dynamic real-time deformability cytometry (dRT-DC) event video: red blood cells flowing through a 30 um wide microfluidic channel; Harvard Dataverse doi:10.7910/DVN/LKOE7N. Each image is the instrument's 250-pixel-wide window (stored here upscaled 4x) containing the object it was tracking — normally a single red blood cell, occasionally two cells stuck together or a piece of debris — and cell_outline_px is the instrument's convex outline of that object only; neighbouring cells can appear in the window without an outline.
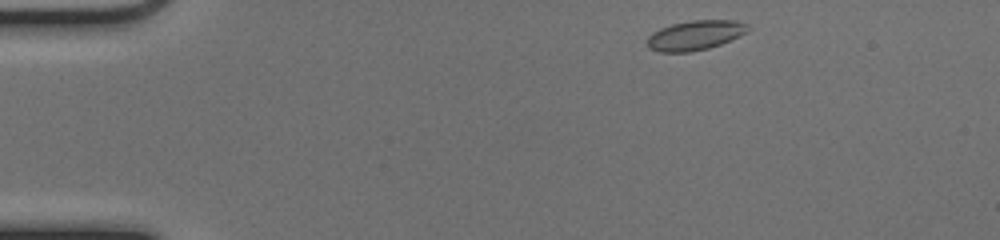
{"species": "common noctule bat (a hibernating species)", "species_latin": "Nyctalus noctula", "temperature_condition": "cold", "stored_images_in_passage": 45, "camera_frame_rate_fps": 3000, "um_per_image_px": 0.085, "animal": {"sex": "female", "body_mass_g": 17.0, "forearm_length_mm": 48.0}, "frame": {"image": 1, "passage_image": 1, "time_ms": 0.0, "image_size_px": [1000, 240], "cell_outline_px": [[748, 32], [740, 36], [720, 44], [708, 48], [692, 52], [660, 52], [648, 48], [648, 36], [652, 32], [660, 28], [672, 24], [692, 20], [732, 20], [748, 24]], "centroid_in_image_um": [59.08, 3.0], "position_along_channel_um": 25.9, "area_um2": 17.4}}
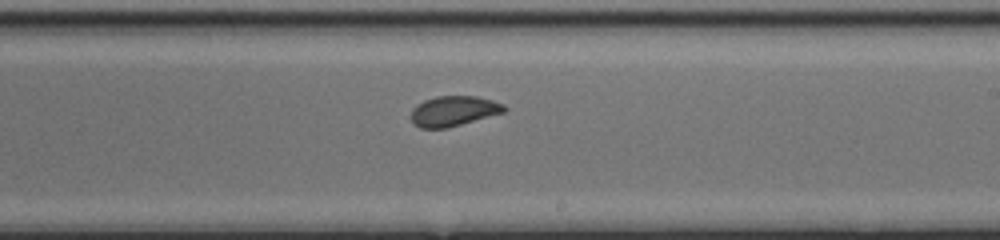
{"frame": {"image": 2, "passage_image": 24, "time_ms": 7.667, "image_size_px": [1000, 240], "cell_outline_px": [[508, 108], [504, 112], [448, 128], [420, 128], [412, 124], [408, 116], [412, 108], [416, 104], [424, 100], [436, 96], [476, 96], [492, 100], [504, 104]], "centroid_in_image_um": [38.5, 9.44], "position_along_channel_um": 250.5, "area_um2": 16.7}}
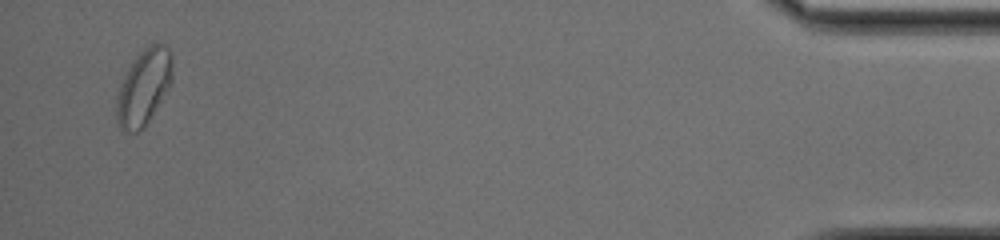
{"frame": {"image": 3, "passage_image": 43, "time_ms": 14.0, "image_size_px": [1000, 240], "cell_outline_px": [[172, 80], [168, 88], [144, 128], [136, 132], [124, 132], [120, 128], [116, 120], [116, 96], [120, 84], [128, 68], [136, 56], [148, 44], [164, 44], [172, 52]], "centroid_in_image_um": [12.2, 7.41], "position_along_channel_um": 423.0, "area_um2": 24.68}, "authors_computed_cell_mechanics": {"area_um2": 17.051, "velocity_mm_per_s": 3.9891, "shape_relaxation_time_tau1_ms": 5.9317, "shape_relaxation_time_tau2_ms": 0.6139, "deformation_change_tau1": 0.1339, "deformation_change_tau2": 0.0573}}